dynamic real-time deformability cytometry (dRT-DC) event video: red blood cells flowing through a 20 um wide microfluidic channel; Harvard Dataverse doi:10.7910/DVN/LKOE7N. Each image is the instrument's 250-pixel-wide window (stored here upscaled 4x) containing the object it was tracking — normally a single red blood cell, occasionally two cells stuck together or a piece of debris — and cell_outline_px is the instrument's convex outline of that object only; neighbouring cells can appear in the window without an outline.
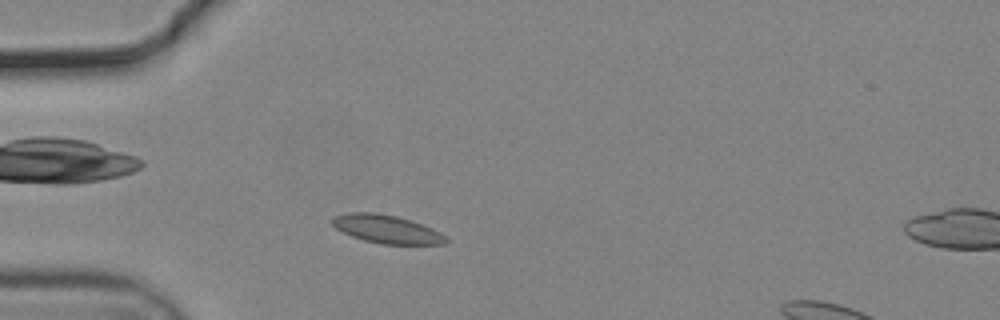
{"species": "common noctule bat (a hibernating species)", "species_latin": "Nyctalus noctula", "temperature_condition": "cold", "stored_images_in_passage": 48, "camera_frame_rate_fps": 3000, "um_per_image_px": 0.085, "animal": {"sex": "male", "body_mass_g": 19.2, "forearm_length_mm": 51.8}, "frame": {"image": 1, "passage_image": 7, "time_ms": 2.0, "image_size_px": [1000, 320], "cell_outline_px": [[448, 244], [380, 244], [364, 240], [352, 236], [336, 228], [328, 220], [332, 216], [348, 212], [376, 212], [396, 216], [412, 220], [432, 228], [440, 232], [448, 240]], "centroid_in_image_um": [32.84, 19.46], "position_along_channel_um": 52.2, "area_um2": 18.9}}
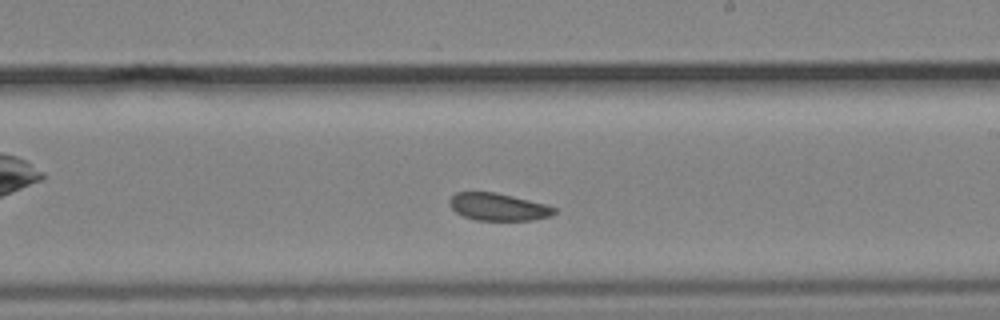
{"frame": {"image": 2, "passage_image": 24, "time_ms": 7.667, "image_size_px": [1000, 320], "cell_outline_px": [[556, 212], [552, 216], [532, 220], [476, 220], [464, 216], [456, 212], [448, 204], [448, 200], [456, 192], [496, 192], [548, 204], [556, 208]], "centroid_in_image_um": [42.37, 17.58], "position_along_channel_um": 246.6, "area_um2": 16.88}}
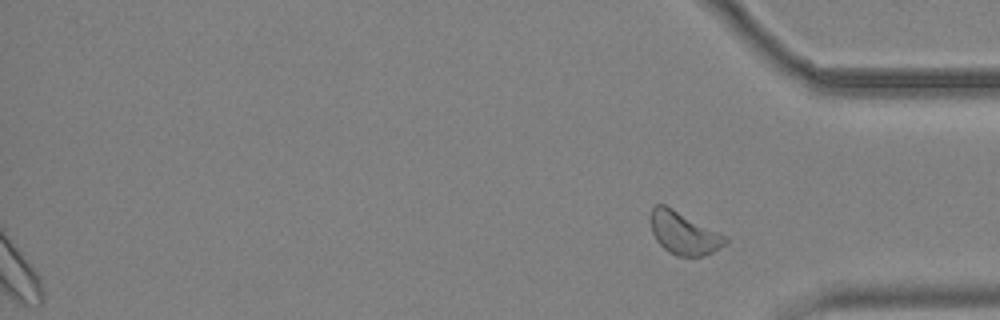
{"frame": {"image": 3, "passage_image": 48, "time_ms": 15.667, "image_size_px": [1000, 320], "cell_outline_px": [[728, 240], [724, 244], [712, 252], [700, 256], [676, 256], [668, 252], [656, 240], [652, 232], [648, 220], [652, 208], [656, 204], [664, 204], [728, 236]], "centroid_in_image_um": [58.08, 19.8], "position_along_channel_um": 377.1, "area_um2": 18.61}, "authors_computed_cell_mechanics": {"area_um2": 18.207, "velocity_mm_per_s": 3.6526, "shape_relaxation_time_tau1_ms": 1.7701, "shape_relaxation_time_tau2_ms": 8.5356, "deformation_change_tau1": 0.0636, "deformation_change_tau2": 0.1002}}